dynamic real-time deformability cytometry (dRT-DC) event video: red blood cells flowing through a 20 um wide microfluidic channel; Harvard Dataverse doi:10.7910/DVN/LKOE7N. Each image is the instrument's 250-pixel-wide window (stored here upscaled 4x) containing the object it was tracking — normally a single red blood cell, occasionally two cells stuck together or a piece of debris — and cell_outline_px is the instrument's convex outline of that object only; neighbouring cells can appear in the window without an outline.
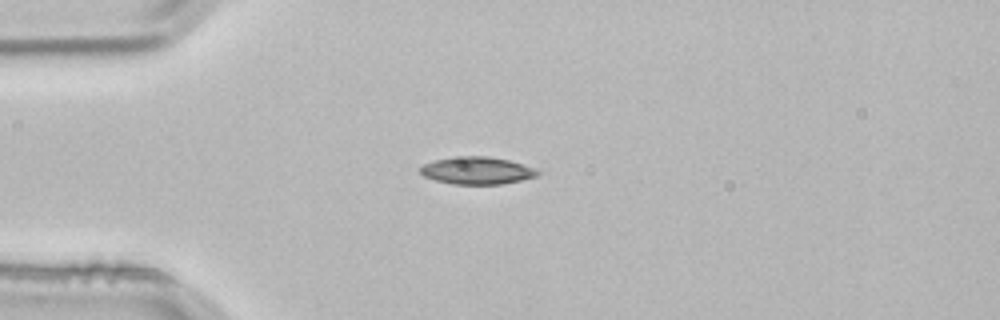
{"species": "common noctule bat (a hibernating species)", "species_latin": "Nyctalus noctula", "temperature_condition": "room temperature", "stored_images_in_passage": 1, "camera_frame_rate_fps": 3000, "um_per_image_px": 0.085, "animal": {"sex": "male", "body_mass_g": 21.5, "forearm_length_mm": 52.0}, "frame": {"image": 1, "passage_image": 1, "time_ms": 0.0, "image_size_px": [1000, 320], "cell_outline_px": [[540, 172], [536, 176], [520, 180], [500, 184], [452, 184], [436, 180], [424, 176], [420, 172], [420, 168], [424, 164], [436, 160], [464, 156], [488, 156], [508, 160], [536, 168]], "centroid_in_image_um": [40.56, 14.5], "position_along_channel_um": 44.4, "area_um2": 18.44}}